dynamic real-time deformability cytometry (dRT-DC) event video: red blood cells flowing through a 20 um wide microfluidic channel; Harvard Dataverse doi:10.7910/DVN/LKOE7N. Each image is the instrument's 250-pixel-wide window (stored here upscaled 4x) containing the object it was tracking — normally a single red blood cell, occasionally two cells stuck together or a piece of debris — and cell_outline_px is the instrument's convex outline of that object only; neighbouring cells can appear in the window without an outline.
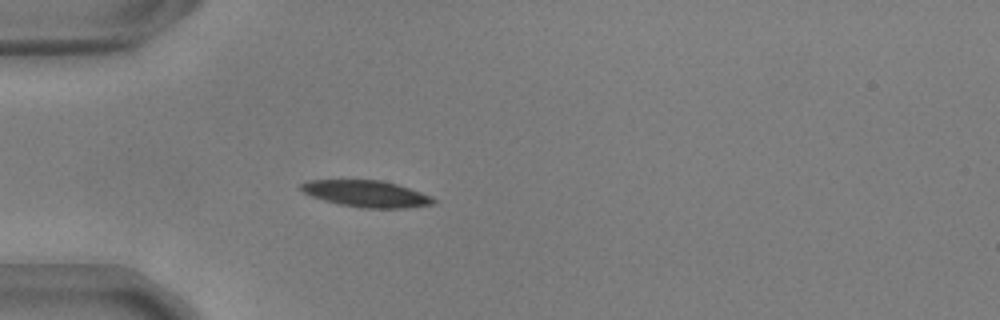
{"species": "common noctule bat (a hibernating species)", "species_latin": "Nyctalus noctula", "temperature_condition": "warm", "stored_images_in_passage": 15, "camera_frame_rate_fps": 3000, "um_per_image_px": 0.085, "animal": {"sex": "male", "body_mass_g": 17.9, "forearm_length_mm": 54.2}, "frame": {"image": 1, "passage_image": 1, "time_ms": 0.0, "image_size_px": [1000, 320], "cell_outline_px": [[436, 200], [432, 204], [404, 208], [360, 208], [340, 204], [324, 200], [312, 196], [304, 192], [300, 188], [300, 184], [308, 180], [380, 180], [396, 184], [432, 196]], "centroid_in_image_um": [31.13, 16.47], "position_along_channel_um": 53.9, "area_um2": 20.29}}
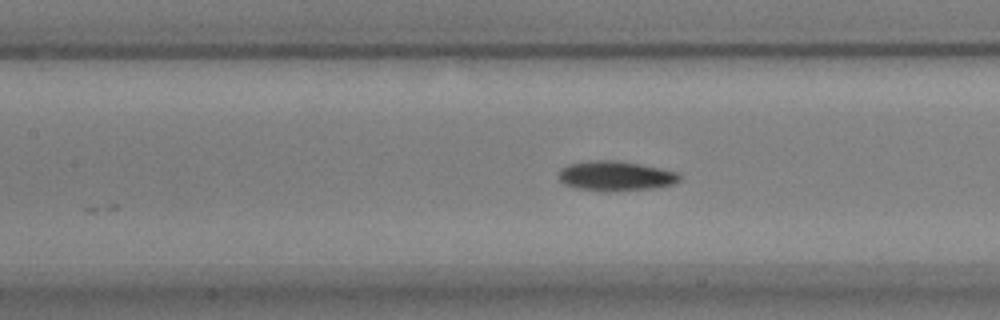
{"frame": {"image": 2, "passage_image": 10, "time_ms": 3.0, "image_size_px": [1000, 320], "cell_outline_px": [[680, 180], [672, 184], [652, 188], [608, 192], [604, 192], [576, 188], [564, 184], [560, 180], [560, 168], [568, 164], [588, 160], [616, 160], [660, 168], [676, 172], [680, 176]], "centroid_in_image_um": [52.28, 14.96], "position_along_channel_um": 155.1, "area_um2": 20.98}}
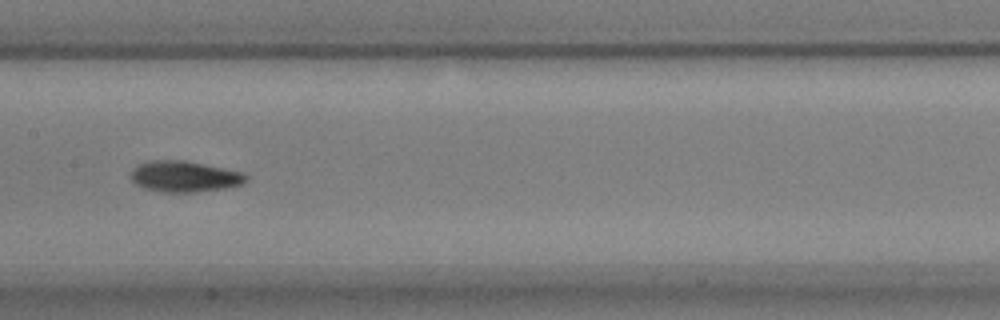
{"frame": {"image": 3, "passage_image": 13, "time_ms": 4.0, "image_size_px": [1000, 320], "cell_outline_px": [[248, 180], [240, 184], [228, 188], [196, 192], [164, 192], [144, 188], [136, 184], [132, 180], [132, 168], [148, 160], [184, 160], [244, 172], [248, 176]], "centroid_in_image_um": [15.71, 15.0], "position_along_channel_um": 191.7, "area_um2": 20.87}}